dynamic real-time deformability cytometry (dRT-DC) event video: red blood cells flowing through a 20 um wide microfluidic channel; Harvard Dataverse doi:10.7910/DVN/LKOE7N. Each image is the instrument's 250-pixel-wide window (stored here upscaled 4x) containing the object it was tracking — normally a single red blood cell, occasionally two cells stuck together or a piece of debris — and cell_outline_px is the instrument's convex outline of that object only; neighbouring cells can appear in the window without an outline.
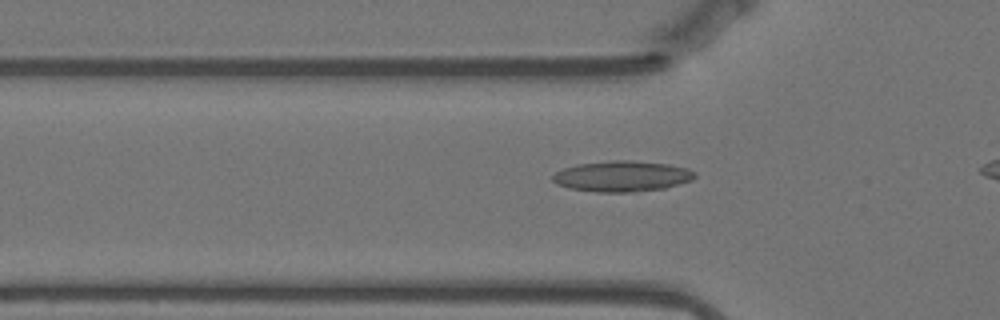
{"species": "Egyptian fruit bat (a non-hibernating species)", "species_latin": "Rousettus aegyptiacus", "temperature_condition": "warm", "stored_images_in_passage": 38, "camera_frame_rate_fps": 3000, "um_per_image_px": 0.085, "animal": {"sex": "female"}, "frame": {"image": 1, "passage_image": 10, "time_ms": 3.0, "image_size_px": [1000, 320], "cell_outline_px": [[696, 176], [692, 180], [664, 188], [632, 192], [596, 192], [568, 188], [556, 184], [552, 180], [552, 176], [556, 172], [564, 168], [576, 164], [612, 160], [628, 160], [668, 164], [688, 168], [696, 172]], "centroid_in_image_um": [52.86, 14.98], "position_along_channel_um": 72.9, "area_um2": 25.55}}
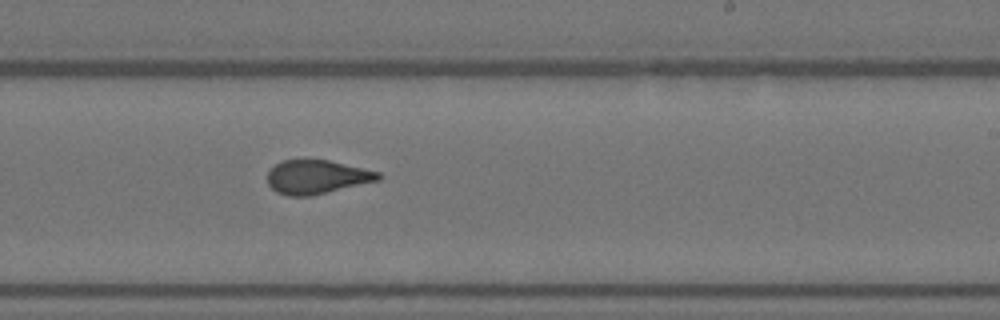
{"frame": {"image": 2, "passage_image": 26, "time_ms": 8.333, "image_size_px": [1000, 320], "cell_outline_px": [[384, 176], [380, 180], [312, 196], [288, 196], [276, 192], [268, 184], [268, 172], [280, 160], [328, 160], [380, 172]], "centroid_in_image_um": [26.95, 15.05], "position_along_channel_um": 262.1, "area_um2": 21.91}}
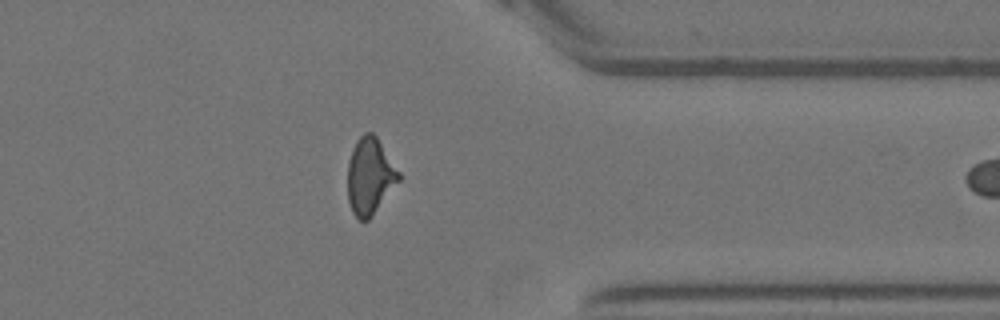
{"frame": {"image": 3, "passage_image": 37, "time_ms": 12.0, "image_size_px": [1000, 320], "cell_outline_px": [[400, 180], [372, 216], [368, 220], [360, 220], [352, 212], [348, 200], [348, 160], [352, 148], [356, 140], [364, 132], [372, 132], [376, 136], [400, 172]], "centroid_in_image_um": [31.43, 14.96], "position_along_channel_um": 380.0, "area_um2": 22.83}}